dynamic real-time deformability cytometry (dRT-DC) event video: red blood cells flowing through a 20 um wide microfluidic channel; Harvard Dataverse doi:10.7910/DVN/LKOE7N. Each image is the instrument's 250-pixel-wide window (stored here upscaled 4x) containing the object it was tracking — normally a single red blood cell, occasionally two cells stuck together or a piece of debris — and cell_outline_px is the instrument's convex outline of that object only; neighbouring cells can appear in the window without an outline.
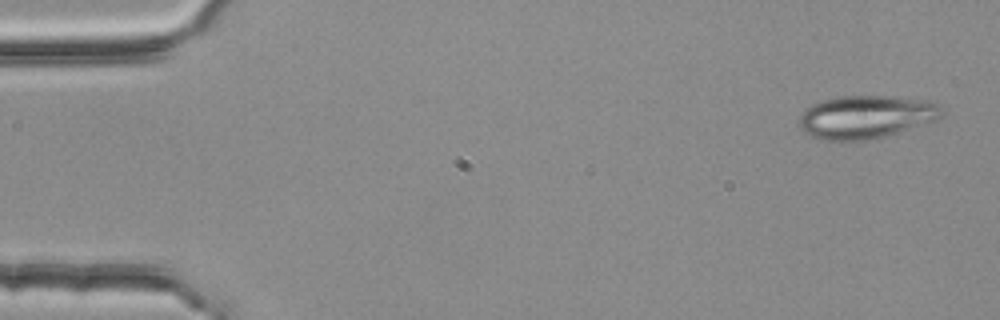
{"species": "common noctule bat (a hibernating species)", "species_latin": "Nyctalus noctula", "temperature_condition": "room temperature", "stored_images_in_passage": 4, "camera_frame_rate_fps": 3000, "um_per_image_px": 0.085, "animal": {"sex": "female", "body_mass_g": 25.1}, "frame": {"image": 1, "passage_image": 1, "time_ms": 0.0, "image_size_px": [1000, 320], "cell_outline_px": [[944, 112], [936, 120], [872, 140], [820, 140], [804, 132], [800, 128], [800, 116], [812, 104], [820, 100], [840, 96], [888, 96], [928, 100], [936, 104]], "centroid_in_image_um": [73.59, 9.94], "position_along_channel_um": 11.4, "area_um2": 35.55}}